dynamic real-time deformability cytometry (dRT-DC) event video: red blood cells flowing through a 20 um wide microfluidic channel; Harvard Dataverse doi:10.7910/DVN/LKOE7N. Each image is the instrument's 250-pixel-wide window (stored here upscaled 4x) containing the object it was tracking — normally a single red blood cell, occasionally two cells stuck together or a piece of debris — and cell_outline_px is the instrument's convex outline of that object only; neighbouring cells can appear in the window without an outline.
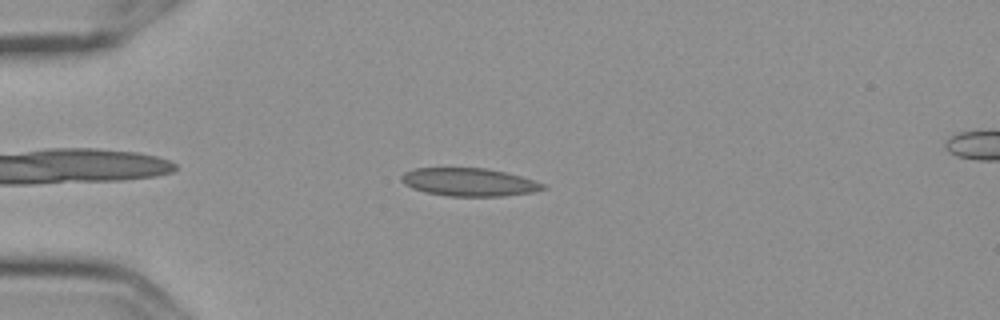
{"species": "Egyptian fruit bat (a non-hibernating species)", "species_latin": "Rousettus aegyptiacus", "temperature_condition": "cold", "stored_images_in_passage": 8, "camera_frame_rate_fps": 3000, "um_per_image_px": 0.085, "frame": {"image": 1, "passage_image": 5, "time_ms": 1.333, "image_size_px": [1000, 320], "cell_outline_px": [[548, 188], [532, 192], [504, 196], [448, 196], [424, 192], [412, 188], [404, 184], [400, 180], [400, 176], [404, 172], [416, 168], [488, 168], [520, 176], [544, 184]], "centroid_in_image_um": [39.83, 15.48], "position_along_channel_um": 45.2, "area_um2": 23.12}}
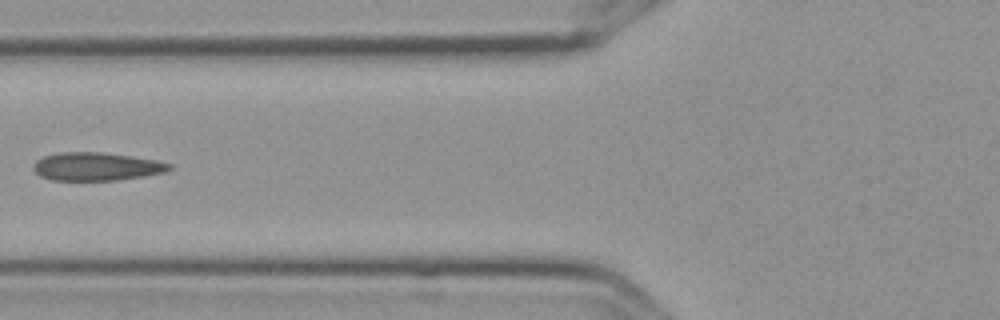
{"frame": {"image": 2, "passage_image": 7, "time_ms": 2.0, "image_size_px": [1000, 320], "cell_outline_px": [[172, 168], [168, 172], [144, 176], [116, 180], [52, 180], [40, 176], [32, 168], [32, 164], [36, 160], [44, 156], [60, 152], [100, 152], [132, 156], [156, 160], [172, 164]], "centroid_in_image_um": [8.21, 14.15], "position_along_channel_um": 117.6, "area_um2": 22.43}}
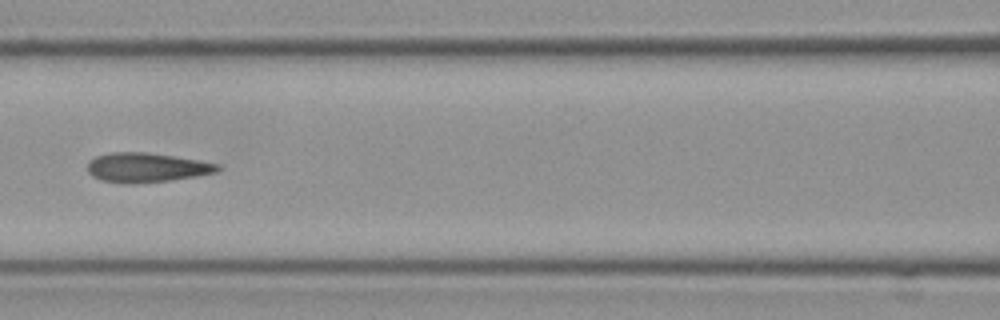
{"frame": {"image": 3, "passage_image": 8, "time_ms": 2.333, "image_size_px": [1000, 320], "cell_outline_px": [[220, 168], [216, 172], [168, 180], [132, 184], [100, 180], [92, 176], [88, 172], [88, 160], [96, 156], [108, 152], [148, 152], [220, 164]], "centroid_in_image_um": [12.38, 14.23], "position_along_channel_um": 154.2, "area_um2": 22.08}}